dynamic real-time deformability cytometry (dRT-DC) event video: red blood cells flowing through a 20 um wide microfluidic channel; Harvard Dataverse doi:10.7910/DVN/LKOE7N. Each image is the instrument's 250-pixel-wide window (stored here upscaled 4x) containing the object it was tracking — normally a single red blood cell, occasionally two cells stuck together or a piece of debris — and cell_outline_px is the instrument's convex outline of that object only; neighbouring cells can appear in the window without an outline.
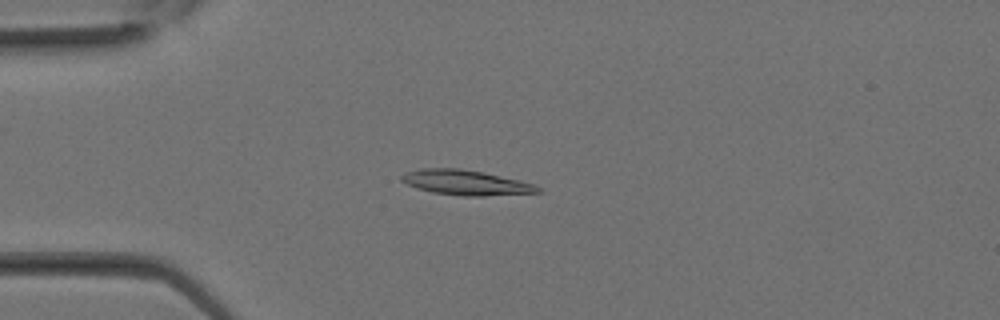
{"species": "Egyptian fruit bat (a non-hibernating species)", "species_latin": "Rousettus aegyptiacus", "temperature_condition": "room temperature", "stored_images_in_passage": 12, "camera_frame_rate_fps": 3000, "um_per_image_px": 0.085, "animal": {"sex": "female"}, "frame": {"image": 1, "passage_image": 5, "time_ms": 1.333, "image_size_px": [1000, 320], "cell_outline_px": [[540, 192], [484, 196], [464, 196], [432, 192], [416, 188], [400, 180], [400, 176], [408, 172], [420, 168], [460, 168], [520, 180], [536, 184], [540, 188]], "centroid_in_image_um": [39.59, 15.52], "position_along_channel_um": 45.4, "area_um2": 19.71}}
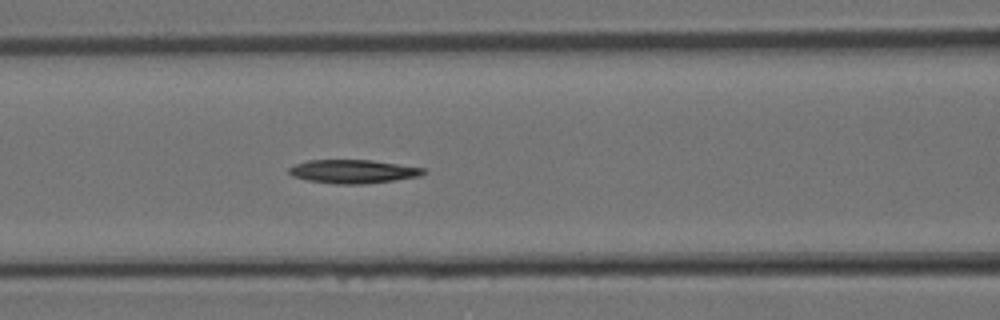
{"frame": {"image": 2, "passage_image": 10, "time_ms": 3.0, "image_size_px": [1000, 320], "cell_outline_px": [[428, 172], [420, 176], [364, 184], [336, 184], [308, 180], [292, 176], [288, 172], [288, 168], [296, 164], [308, 160], [372, 160], [424, 168]], "centroid_in_image_um": [30.01, 14.57], "position_along_channel_um": 136.6, "area_um2": 18.38}}
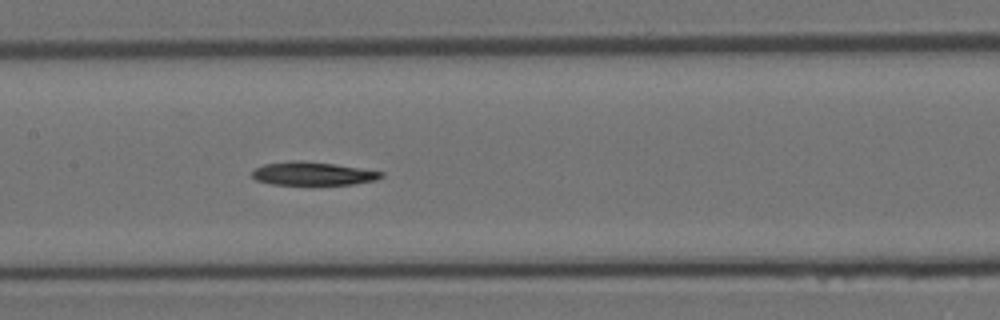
{"frame": {"image": 3, "passage_image": 12, "time_ms": 3.667, "image_size_px": [1000, 320], "cell_outline_px": [[384, 176], [376, 180], [352, 184], [312, 188], [272, 184], [256, 180], [252, 176], [252, 172], [256, 168], [264, 164], [292, 160], [296, 160], [332, 164], [384, 172]], "centroid_in_image_um": [26.57, 14.82], "position_along_channel_um": 180.8, "area_um2": 18.38}}